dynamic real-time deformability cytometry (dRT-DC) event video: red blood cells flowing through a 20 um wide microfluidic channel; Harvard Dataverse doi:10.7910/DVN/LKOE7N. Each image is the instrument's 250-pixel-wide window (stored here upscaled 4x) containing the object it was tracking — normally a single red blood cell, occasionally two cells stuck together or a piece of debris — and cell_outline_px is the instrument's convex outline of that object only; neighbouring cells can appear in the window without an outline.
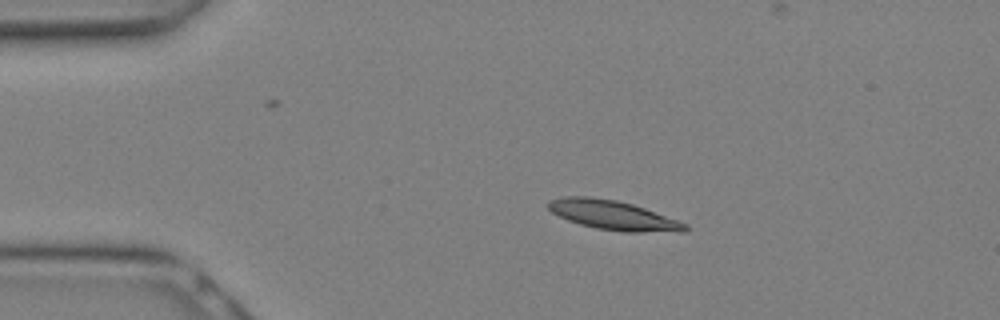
{"species": "Egyptian fruit bat (a non-hibernating species)", "species_latin": "Rousettus aegyptiacus", "temperature_condition": "warm", "stored_images_in_passage": 13, "camera_frame_rate_fps": 3000, "um_per_image_px": 0.085, "animal": {"sex": "female"}, "frame": {"image": 1, "passage_image": 5, "time_ms": 1.333, "image_size_px": [1000, 320], "cell_outline_px": [[688, 228], [684, 232], [624, 232], [596, 228], [580, 224], [568, 220], [552, 212], [544, 204], [548, 200], [564, 196], [588, 196], [616, 200], [632, 204], [644, 208], [688, 224]], "centroid_in_image_um": [52.09, 18.29], "position_along_channel_um": 32.9, "area_um2": 23.47}}
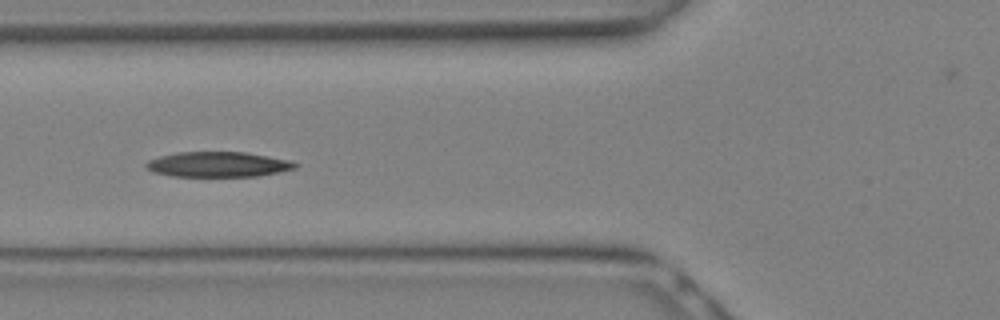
{"frame": {"image": 2, "passage_image": 10, "time_ms": 3.0, "image_size_px": [1000, 320], "cell_outline_px": [[296, 168], [256, 176], [172, 176], [152, 172], [144, 168], [144, 164], [148, 160], [160, 156], [176, 152], [244, 152], [268, 156], [288, 160], [296, 164]], "centroid_in_image_um": [18.44, 13.97], "position_along_channel_um": 107.4, "area_um2": 21.73}}
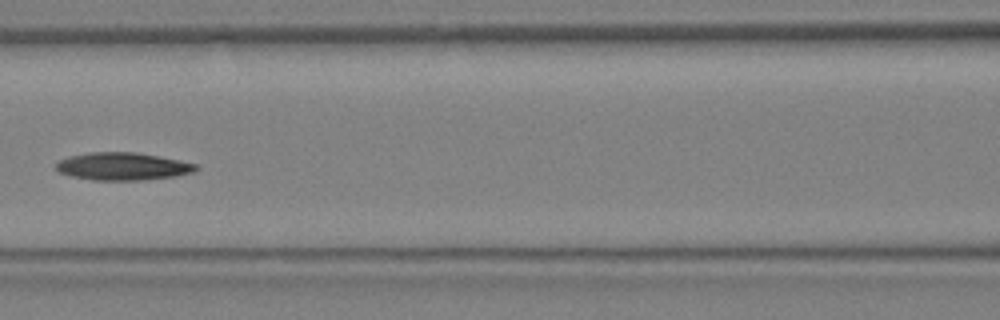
{"frame": {"image": 3, "passage_image": 12, "time_ms": 3.667, "image_size_px": [1000, 320], "cell_outline_px": [[200, 168], [196, 172], [176, 176], [144, 180], [92, 180], [72, 176], [60, 172], [56, 168], [56, 164], [60, 160], [68, 156], [92, 152], [136, 152], [196, 164]], "centroid_in_image_um": [10.45, 14.15], "position_along_channel_um": 156.2, "area_um2": 22.43}}